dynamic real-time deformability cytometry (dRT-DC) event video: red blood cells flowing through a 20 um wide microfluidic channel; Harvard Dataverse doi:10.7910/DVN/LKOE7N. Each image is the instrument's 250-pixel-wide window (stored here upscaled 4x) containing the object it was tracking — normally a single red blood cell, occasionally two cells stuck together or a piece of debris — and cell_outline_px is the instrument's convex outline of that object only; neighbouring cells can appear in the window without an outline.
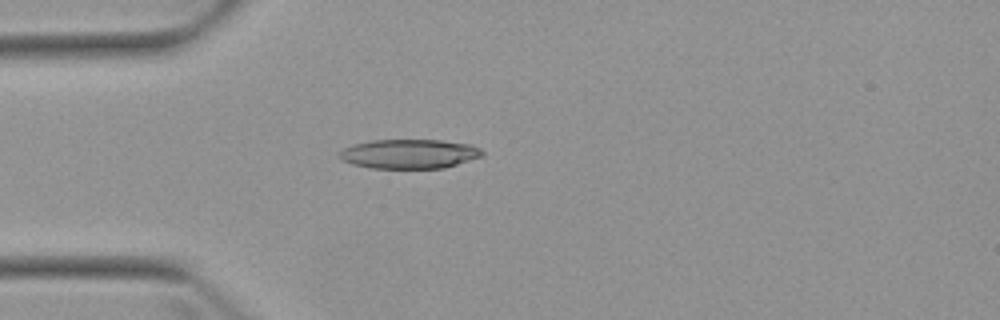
{"species": "Egyptian fruit bat (a non-hibernating species)", "species_latin": "Rousettus aegyptiacus", "temperature_condition": "warm", "stored_images_in_passage": 2, "camera_frame_rate_fps": 3000, "um_per_image_px": 0.085, "animal": {"sex": "female"}, "frame": {"image": 1, "passage_image": 2, "time_ms": 1.0, "image_size_px": [1000, 320], "cell_outline_px": [[484, 156], [444, 168], [372, 168], [352, 164], [340, 160], [336, 156], [344, 148], [352, 144], [372, 140], [440, 140], [472, 144], [480, 148], [484, 152]], "centroid_in_image_um": [34.79, 13.08], "position_along_channel_um": 50.2, "area_um2": 24.68}}